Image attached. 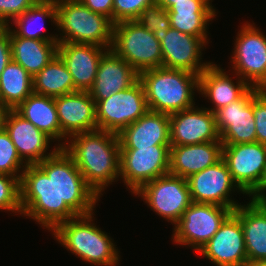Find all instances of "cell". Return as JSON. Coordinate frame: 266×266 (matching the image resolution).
I'll return each instance as SVG.
<instances>
[{"label": "cell", "mask_w": 266, "mask_h": 266, "mask_svg": "<svg viewBox=\"0 0 266 266\" xmlns=\"http://www.w3.org/2000/svg\"><path fill=\"white\" fill-rule=\"evenodd\" d=\"M245 266H266V261H255L247 263Z\"/></svg>", "instance_id": "obj_43"}, {"label": "cell", "mask_w": 266, "mask_h": 266, "mask_svg": "<svg viewBox=\"0 0 266 266\" xmlns=\"http://www.w3.org/2000/svg\"><path fill=\"white\" fill-rule=\"evenodd\" d=\"M36 2L37 0H0V25L8 26L11 20L13 21Z\"/></svg>", "instance_id": "obj_37"}, {"label": "cell", "mask_w": 266, "mask_h": 266, "mask_svg": "<svg viewBox=\"0 0 266 266\" xmlns=\"http://www.w3.org/2000/svg\"><path fill=\"white\" fill-rule=\"evenodd\" d=\"M118 137L120 149L171 145L169 115L148 110L137 121L125 127Z\"/></svg>", "instance_id": "obj_22"}, {"label": "cell", "mask_w": 266, "mask_h": 266, "mask_svg": "<svg viewBox=\"0 0 266 266\" xmlns=\"http://www.w3.org/2000/svg\"><path fill=\"white\" fill-rule=\"evenodd\" d=\"M171 145L120 149V179L134 194L142 185L169 173Z\"/></svg>", "instance_id": "obj_11"}, {"label": "cell", "mask_w": 266, "mask_h": 266, "mask_svg": "<svg viewBox=\"0 0 266 266\" xmlns=\"http://www.w3.org/2000/svg\"><path fill=\"white\" fill-rule=\"evenodd\" d=\"M32 79L20 64L11 60L0 75V105L16 109L33 93Z\"/></svg>", "instance_id": "obj_30"}, {"label": "cell", "mask_w": 266, "mask_h": 266, "mask_svg": "<svg viewBox=\"0 0 266 266\" xmlns=\"http://www.w3.org/2000/svg\"><path fill=\"white\" fill-rule=\"evenodd\" d=\"M233 213L242 225L248 263L266 261V202L250 200Z\"/></svg>", "instance_id": "obj_25"}, {"label": "cell", "mask_w": 266, "mask_h": 266, "mask_svg": "<svg viewBox=\"0 0 266 266\" xmlns=\"http://www.w3.org/2000/svg\"><path fill=\"white\" fill-rule=\"evenodd\" d=\"M222 148L223 143L221 141L171 146L169 173L187 179L192 174L220 161L222 159Z\"/></svg>", "instance_id": "obj_23"}, {"label": "cell", "mask_w": 266, "mask_h": 266, "mask_svg": "<svg viewBox=\"0 0 266 266\" xmlns=\"http://www.w3.org/2000/svg\"><path fill=\"white\" fill-rule=\"evenodd\" d=\"M256 142L266 145V89H262L253 98Z\"/></svg>", "instance_id": "obj_36"}, {"label": "cell", "mask_w": 266, "mask_h": 266, "mask_svg": "<svg viewBox=\"0 0 266 266\" xmlns=\"http://www.w3.org/2000/svg\"><path fill=\"white\" fill-rule=\"evenodd\" d=\"M171 146L220 141L215 114L206 107L193 106L169 115Z\"/></svg>", "instance_id": "obj_16"}, {"label": "cell", "mask_w": 266, "mask_h": 266, "mask_svg": "<svg viewBox=\"0 0 266 266\" xmlns=\"http://www.w3.org/2000/svg\"><path fill=\"white\" fill-rule=\"evenodd\" d=\"M99 199L63 148L27 165L20 178L22 215L49 231L60 222L92 213Z\"/></svg>", "instance_id": "obj_1"}, {"label": "cell", "mask_w": 266, "mask_h": 266, "mask_svg": "<svg viewBox=\"0 0 266 266\" xmlns=\"http://www.w3.org/2000/svg\"><path fill=\"white\" fill-rule=\"evenodd\" d=\"M136 21L152 32L159 42L165 38L168 29L171 27L168 10L157 2L146 6Z\"/></svg>", "instance_id": "obj_32"}, {"label": "cell", "mask_w": 266, "mask_h": 266, "mask_svg": "<svg viewBox=\"0 0 266 266\" xmlns=\"http://www.w3.org/2000/svg\"><path fill=\"white\" fill-rule=\"evenodd\" d=\"M95 102L98 129L116 134L149 110L140 80L126 90L113 93L109 98Z\"/></svg>", "instance_id": "obj_10"}, {"label": "cell", "mask_w": 266, "mask_h": 266, "mask_svg": "<svg viewBox=\"0 0 266 266\" xmlns=\"http://www.w3.org/2000/svg\"><path fill=\"white\" fill-rule=\"evenodd\" d=\"M149 110L171 115L193 107L199 91V75L158 67L139 74Z\"/></svg>", "instance_id": "obj_3"}, {"label": "cell", "mask_w": 266, "mask_h": 266, "mask_svg": "<svg viewBox=\"0 0 266 266\" xmlns=\"http://www.w3.org/2000/svg\"><path fill=\"white\" fill-rule=\"evenodd\" d=\"M32 81L36 94L57 97L76 92L72 76L58 54L33 76Z\"/></svg>", "instance_id": "obj_31"}, {"label": "cell", "mask_w": 266, "mask_h": 266, "mask_svg": "<svg viewBox=\"0 0 266 266\" xmlns=\"http://www.w3.org/2000/svg\"><path fill=\"white\" fill-rule=\"evenodd\" d=\"M62 1H67V0H37V2H46V3H54V4H57Z\"/></svg>", "instance_id": "obj_44"}, {"label": "cell", "mask_w": 266, "mask_h": 266, "mask_svg": "<svg viewBox=\"0 0 266 266\" xmlns=\"http://www.w3.org/2000/svg\"><path fill=\"white\" fill-rule=\"evenodd\" d=\"M182 1H191V0H156L158 4H160L165 9H169L175 2H182Z\"/></svg>", "instance_id": "obj_41"}, {"label": "cell", "mask_w": 266, "mask_h": 266, "mask_svg": "<svg viewBox=\"0 0 266 266\" xmlns=\"http://www.w3.org/2000/svg\"><path fill=\"white\" fill-rule=\"evenodd\" d=\"M208 44V38L195 37L169 28L165 38L160 42L162 50V67L185 70L200 75L210 63H201L202 51Z\"/></svg>", "instance_id": "obj_15"}, {"label": "cell", "mask_w": 266, "mask_h": 266, "mask_svg": "<svg viewBox=\"0 0 266 266\" xmlns=\"http://www.w3.org/2000/svg\"><path fill=\"white\" fill-rule=\"evenodd\" d=\"M133 195L173 225L192 203L187 180L170 173L145 183Z\"/></svg>", "instance_id": "obj_9"}, {"label": "cell", "mask_w": 266, "mask_h": 266, "mask_svg": "<svg viewBox=\"0 0 266 266\" xmlns=\"http://www.w3.org/2000/svg\"><path fill=\"white\" fill-rule=\"evenodd\" d=\"M111 50L139 74L162 67L160 42L136 20L113 24Z\"/></svg>", "instance_id": "obj_6"}, {"label": "cell", "mask_w": 266, "mask_h": 266, "mask_svg": "<svg viewBox=\"0 0 266 266\" xmlns=\"http://www.w3.org/2000/svg\"><path fill=\"white\" fill-rule=\"evenodd\" d=\"M237 34L230 61L234 73L250 87L266 89V35L248 22Z\"/></svg>", "instance_id": "obj_8"}, {"label": "cell", "mask_w": 266, "mask_h": 266, "mask_svg": "<svg viewBox=\"0 0 266 266\" xmlns=\"http://www.w3.org/2000/svg\"><path fill=\"white\" fill-rule=\"evenodd\" d=\"M156 0H113V24L136 20L143 9Z\"/></svg>", "instance_id": "obj_35"}, {"label": "cell", "mask_w": 266, "mask_h": 266, "mask_svg": "<svg viewBox=\"0 0 266 266\" xmlns=\"http://www.w3.org/2000/svg\"><path fill=\"white\" fill-rule=\"evenodd\" d=\"M192 202L214 204L236 209L241 203L232 200L235 190L244 194L234 183L223 159L213 166L192 174L187 179ZM232 191V192H231ZM231 196V197H230Z\"/></svg>", "instance_id": "obj_14"}, {"label": "cell", "mask_w": 266, "mask_h": 266, "mask_svg": "<svg viewBox=\"0 0 266 266\" xmlns=\"http://www.w3.org/2000/svg\"><path fill=\"white\" fill-rule=\"evenodd\" d=\"M61 127L60 148L70 136L98 129L96 121V102L87 91H76L54 97Z\"/></svg>", "instance_id": "obj_18"}, {"label": "cell", "mask_w": 266, "mask_h": 266, "mask_svg": "<svg viewBox=\"0 0 266 266\" xmlns=\"http://www.w3.org/2000/svg\"><path fill=\"white\" fill-rule=\"evenodd\" d=\"M251 200L257 202H266V168L258 187L249 195Z\"/></svg>", "instance_id": "obj_40"}, {"label": "cell", "mask_w": 266, "mask_h": 266, "mask_svg": "<svg viewBox=\"0 0 266 266\" xmlns=\"http://www.w3.org/2000/svg\"><path fill=\"white\" fill-rule=\"evenodd\" d=\"M108 50L93 44H58L57 54L71 74L76 91L88 92L92 88L100 59Z\"/></svg>", "instance_id": "obj_20"}, {"label": "cell", "mask_w": 266, "mask_h": 266, "mask_svg": "<svg viewBox=\"0 0 266 266\" xmlns=\"http://www.w3.org/2000/svg\"><path fill=\"white\" fill-rule=\"evenodd\" d=\"M225 161L234 183L250 195L260 184L266 168V145L259 142L223 144Z\"/></svg>", "instance_id": "obj_12"}, {"label": "cell", "mask_w": 266, "mask_h": 266, "mask_svg": "<svg viewBox=\"0 0 266 266\" xmlns=\"http://www.w3.org/2000/svg\"><path fill=\"white\" fill-rule=\"evenodd\" d=\"M50 19L57 28L56 4L36 2L8 25L9 36H20L27 39H38L43 41L58 42V35H44L42 21ZM41 21V22H40ZM16 25L15 29L10 27ZM12 24V25H11ZM39 24V25H38ZM18 28V29H17Z\"/></svg>", "instance_id": "obj_29"}, {"label": "cell", "mask_w": 266, "mask_h": 266, "mask_svg": "<svg viewBox=\"0 0 266 266\" xmlns=\"http://www.w3.org/2000/svg\"><path fill=\"white\" fill-rule=\"evenodd\" d=\"M224 69L212 63L199 75V94L209 99L212 113L239 99L250 86L238 75L236 84ZM238 79V80H237Z\"/></svg>", "instance_id": "obj_24"}, {"label": "cell", "mask_w": 266, "mask_h": 266, "mask_svg": "<svg viewBox=\"0 0 266 266\" xmlns=\"http://www.w3.org/2000/svg\"><path fill=\"white\" fill-rule=\"evenodd\" d=\"M232 213L228 207L192 202L174 225L172 239L198 253Z\"/></svg>", "instance_id": "obj_7"}, {"label": "cell", "mask_w": 266, "mask_h": 266, "mask_svg": "<svg viewBox=\"0 0 266 266\" xmlns=\"http://www.w3.org/2000/svg\"><path fill=\"white\" fill-rule=\"evenodd\" d=\"M63 149L72 157L87 185L99 198L108 185L119 179L118 134L99 129L78 133L67 139Z\"/></svg>", "instance_id": "obj_2"}, {"label": "cell", "mask_w": 266, "mask_h": 266, "mask_svg": "<svg viewBox=\"0 0 266 266\" xmlns=\"http://www.w3.org/2000/svg\"><path fill=\"white\" fill-rule=\"evenodd\" d=\"M209 0L175 2L168 9L171 28L195 37L208 38L207 26L216 10Z\"/></svg>", "instance_id": "obj_26"}, {"label": "cell", "mask_w": 266, "mask_h": 266, "mask_svg": "<svg viewBox=\"0 0 266 266\" xmlns=\"http://www.w3.org/2000/svg\"><path fill=\"white\" fill-rule=\"evenodd\" d=\"M12 60L20 64L32 77L57 55L59 42L9 36Z\"/></svg>", "instance_id": "obj_28"}, {"label": "cell", "mask_w": 266, "mask_h": 266, "mask_svg": "<svg viewBox=\"0 0 266 266\" xmlns=\"http://www.w3.org/2000/svg\"><path fill=\"white\" fill-rule=\"evenodd\" d=\"M93 213L60 222L51 232L59 244L82 261L97 266H116L121 258L120 251L113 239L93 223Z\"/></svg>", "instance_id": "obj_4"}, {"label": "cell", "mask_w": 266, "mask_h": 266, "mask_svg": "<svg viewBox=\"0 0 266 266\" xmlns=\"http://www.w3.org/2000/svg\"><path fill=\"white\" fill-rule=\"evenodd\" d=\"M8 111H9L8 108H5L0 105V132L4 129L5 118H6Z\"/></svg>", "instance_id": "obj_42"}, {"label": "cell", "mask_w": 266, "mask_h": 266, "mask_svg": "<svg viewBox=\"0 0 266 266\" xmlns=\"http://www.w3.org/2000/svg\"><path fill=\"white\" fill-rule=\"evenodd\" d=\"M20 178L0 174V210L22 215L20 204Z\"/></svg>", "instance_id": "obj_34"}, {"label": "cell", "mask_w": 266, "mask_h": 266, "mask_svg": "<svg viewBox=\"0 0 266 266\" xmlns=\"http://www.w3.org/2000/svg\"><path fill=\"white\" fill-rule=\"evenodd\" d=\"M4 129L26 165H36L60 148L55 146L48 153L49 144L53 140L15 110L7 112Z\"/></svg>", "instance_id": "obj_19"}, {"label": "cell", "mask_w": 266, "mask_h": 266, "mask_svg": "<svg viewBox=\"0 0 266 266\" xmlns=\"http://www.w3.org/2000/svg\"><path fill=\"white\" fill-rule=\"evenodd\" d=\"M198 253L217 266H245L248 260L240 219L232 213Z\"/></svg>", "instance_id": "obj_17"}, {"label": "cell", "mask_w": 266, "mask_h": 266, "mask_svg": "<svg viewBox=\"0 0 266 266\" xmlns=\"http://www.w3.org/2000/svg\"><path fill=\"white\" fill-rule=\"evenodd\" d=\"M91 11L103 15L113 23V0H79Z\"/></svg>", "instance_id": "obj_39"}, {"label": "cell", "mask_w": 266, "mask_h": 266, "mask_svg": "<svg viewBox=\"0 0 266 266\" xmlns=\"http://www.w3.org/2000/svg\"><path fill=\"white\" fill-rule=\"evenodd\" d=\"M138 80L139 73L110 49L101 57L94 84L88 92L94 101H100L128 89Z\"/></svg>", "instance_id": "obj_21"}, {"label": "cell", "mask_w": 266, "mask_h": 266, "mask_svg": "<svg viewBox=\"0 0 266 266\" xmlns=\"http://www.w3.org/2000/svg\"><path fill=\"white\" fill-rule=\"evenodd\" d=\"M26 166L19 157L8 133L3 129L0 132V174L21 177Z\"/></svg>", "instance_id": "obj_33"}, {"label": "cell", "mask_w": 266, "mask_h": 266, "mask_svg": "<svg viewBox=\"0 0 266 266\" xmlns=\"http://www.w3.org/2000/svg\"><path fill=\"white\" fill-rule=\"evenodd\" d=\"M14 110L52 140L58 141L60 147L61 127L54 97L33 92Z\"/></svg>", "instance_id": "obj_27"}, {"label": "cell", "mask_w": 266, "mask_h": 266, "mask_svg": "<svg viewBox=\"0 0 266 266\" xmlns=\"http://www.w3.org/2000/svg\"><path fill=\"white\" fill-rule=\"evenodd\" d=\"M261 90L250 87L239 99L214 113L217 131L223 144L256 142L253 98Z\"/></svg>", "instance_id": "obj_13"}, {"label": "cell", "mask_w": 266, "mask_h": 266, "mask_svg": "<svg viewBox=\"0 0 266 266\" xmlns=\"http://www.w3.org/2000/svg\"><path fill=\"white\" fill-rule=\"evenodd\" d=\"M12 60L8 26L0 25V75Z\"/></svg>", "instance_id": "obj_38"}, {"label": "cell", "mask_w": 266, "mask_h": 266, "mask_svg": "<svg viewBox=\"0 0 266 266\" xmlns=\"http://www.w3.org/2000/svg\"><path fill=\"white\" fill-rule=\"evenodd\" d=\"M57 29L62 31L58 42L93 44L111 49L113 23L103 15L91 11L79 0L56 4Z\"/></svg>", "instance_id": "obj_5"}]
</instances>
